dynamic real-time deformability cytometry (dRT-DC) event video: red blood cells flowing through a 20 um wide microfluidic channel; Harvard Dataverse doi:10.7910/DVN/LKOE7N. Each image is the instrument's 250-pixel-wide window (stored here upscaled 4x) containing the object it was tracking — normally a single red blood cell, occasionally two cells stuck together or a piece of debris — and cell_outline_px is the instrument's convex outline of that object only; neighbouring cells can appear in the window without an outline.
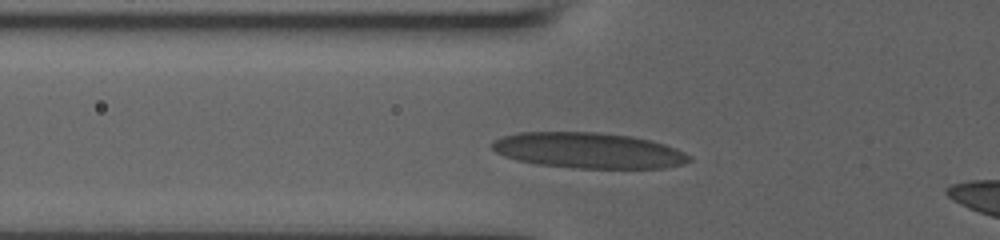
{"species": "human", "species_latin": "Homo sapiens", "temperature_condition": "room temperature", "stored_images_in_passage": 19, "camera_frame_rate_fps": 3000, "um_per_image_px": 0.085, "donor": {"sex": "male"}, "frame": {"image": 1, "passage_image": 3, "time_ms": 0.333, "image_size_px": [1000, 240], "cell_outline_px": [[692, 160], [684, 164], [664, 168], [572, 168], [536, 164], [516, 160], [504, 156], [496, 152], [492, 148], [492, 140], [504, 136], [520, 132], [596, 132], [632, 136], [652, 140], [676, 148], [692, 156]], "centroid_in_image_um": [50.04, 12.79], "position_along_channel_um": 75.8, "area_um2": 41.27}}
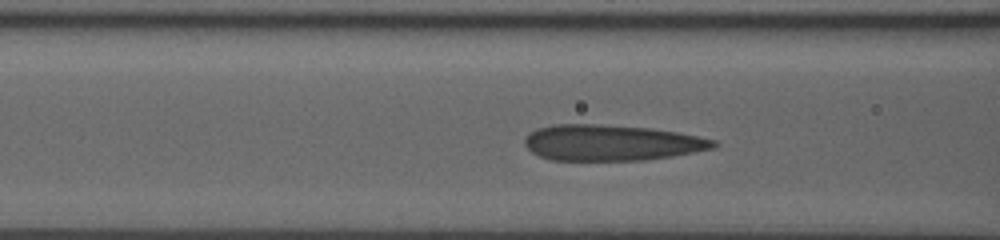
{"frame": {"image": 2, "passage_image": 7, "time_ms": 1.333, "image_size_px": [1000, 240], "cell_outline_px": [[720, 144], [716, 148], [672, 156], [644, 160], [552, 160], [540, 156], [532, 152], [524, 144], [524, 136], [528, 132], [536, 128], [556, 124], [596, 124], [648, 128], [676, 132], [716, 140]], "centroid_in_image_um": [51.95, 12.13], "position_along_channel_um": 114.7, "area_um2": 39.54}}
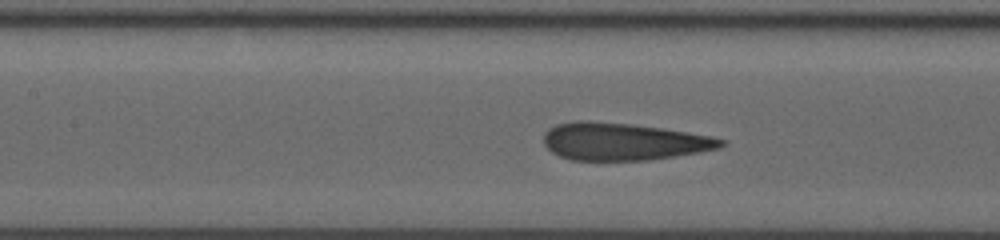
{"frame": {"image": 3, "passage_image": 14, "time_ms": 2.333, "image_size_px": [1000, 240], "cell_outline_px": [[728, 144], [720, 148], [700, 152], [648, 160], [572, 160], [560, 156], [552, 152], [544, 144], [544, 132], [548, 128], [556, 124], [580, 120], [588, 120], [632, 124], [660, 128], [712, 136], [728, 140]], "centroid_in_image_um": [53.0, 12.03], "position_along_channel_um": 154.4, "area_um2": 38.78}}